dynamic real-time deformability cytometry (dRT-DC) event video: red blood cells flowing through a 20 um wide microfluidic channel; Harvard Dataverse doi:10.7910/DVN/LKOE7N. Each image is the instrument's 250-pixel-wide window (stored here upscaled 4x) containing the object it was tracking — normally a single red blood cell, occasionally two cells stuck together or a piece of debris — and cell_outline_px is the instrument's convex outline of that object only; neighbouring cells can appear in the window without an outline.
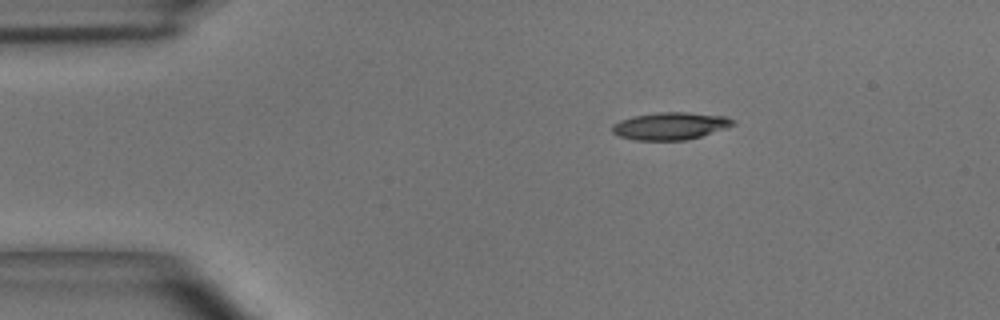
{"species": "common noctule bat (a hibernating species)", "species_latin": "Nyctalus noctula", "temperature_condition": "room temperature", "stored_images_in_passage": 2, "camera_frame_rate_fps": 3000, "um_per_image_px": 0.085, "animal": {"sex": "male", "body_mass_g": 15.6}, "frame": {"image": 1, "passage_image": 1, "time_ms": 0.0, "image_size_px": [1000, 320], "cell_outline_px": [[736, 124], [728, 128], [700, 136], [684, 140], [636, 140], [620, 136], [612, 132], [612, 124], [620, 120], [636, 116], [660, 112], [688, 112], [728, 116], [736, 120]], "centroid_in_image_um": [57.04, 10.7], "position_along_channel_um": 28.0, "area_um2": 19.31}}